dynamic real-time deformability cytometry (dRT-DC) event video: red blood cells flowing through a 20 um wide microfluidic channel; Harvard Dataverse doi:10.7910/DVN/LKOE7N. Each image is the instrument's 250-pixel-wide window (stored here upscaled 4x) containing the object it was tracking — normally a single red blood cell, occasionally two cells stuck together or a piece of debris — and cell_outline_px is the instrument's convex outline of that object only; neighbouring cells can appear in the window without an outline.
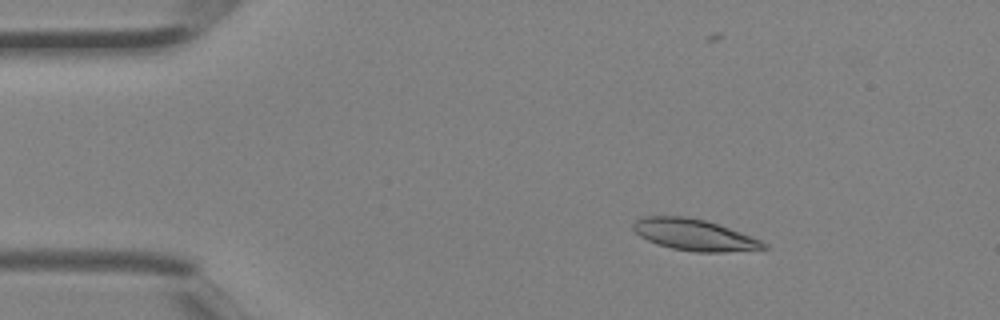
{"species": "Egyptian fruit bat (a non-hibernating species)", "species_latin": "Rousettus aegyptiacus", "temperature_condition": "room temperature", "stored_images_in_passage": 3, "camera_frame_rate_fps": 3000, "um_per_image_px": 0.085, "animal": {"sex": "female"}, "frame": {"image": 1, "passage_image": 2, "time_ms": 0.333, "image_size_px": [1000, 320], "cell_outline_px": [[768, 248], [720, 252], [696, 252], [672, 248], [656, 244], [640, 236], [632, 228], [632, 224], [636, 220], [644, 216], [688, 216], [704, 220], [752, 236], [768, 244]], "centroid_in_image_um": [58.98, 19.95], "position_along_channel_um": 26.0, "area_um2": 23.64}}